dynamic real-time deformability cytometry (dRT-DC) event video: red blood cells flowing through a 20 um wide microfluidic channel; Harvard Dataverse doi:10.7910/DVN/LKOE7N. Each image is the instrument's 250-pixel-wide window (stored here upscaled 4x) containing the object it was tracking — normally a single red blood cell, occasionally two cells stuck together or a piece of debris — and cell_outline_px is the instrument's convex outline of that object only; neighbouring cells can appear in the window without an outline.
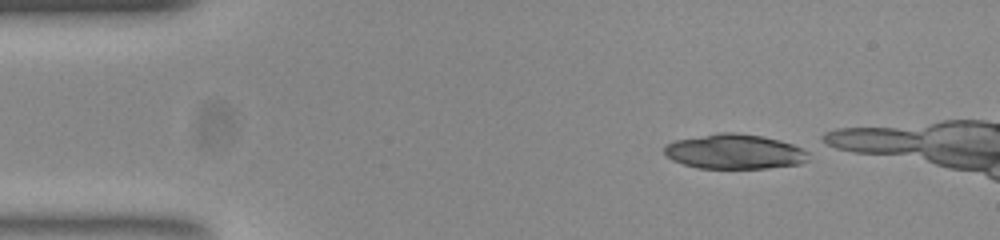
{"species": "common noctule bat (a hibernating species)", "species_latin": "Nyctalus noctula", "temperature_condition": "room temperature", "stored_images_in_passage": 10, "camera_frame_rate_fps": 3000, "um_per_image_px": 0.085, "animal": {"sex": "female", "body_mass_g": 23.0, "forearm_length_mm": 53.4}, "frame": {"image": 1, "passage_image": 1, "time_ms": 0.0, "image_size_px": [1000, 240], "cell_outline_px": [[808, 160], [800, 164], [768, 168], [696, 168], [672, 160], [664, 152], [664, 148], [668, 144], [676, 140], [716, 132], [736, 132], [764, 136], [780, 140], [792, 144], [808, 152]], "centroid_in_image_um": [62.45, 12.88], "position_along_channel_um": 22.6, "area_um2": 29.3}}